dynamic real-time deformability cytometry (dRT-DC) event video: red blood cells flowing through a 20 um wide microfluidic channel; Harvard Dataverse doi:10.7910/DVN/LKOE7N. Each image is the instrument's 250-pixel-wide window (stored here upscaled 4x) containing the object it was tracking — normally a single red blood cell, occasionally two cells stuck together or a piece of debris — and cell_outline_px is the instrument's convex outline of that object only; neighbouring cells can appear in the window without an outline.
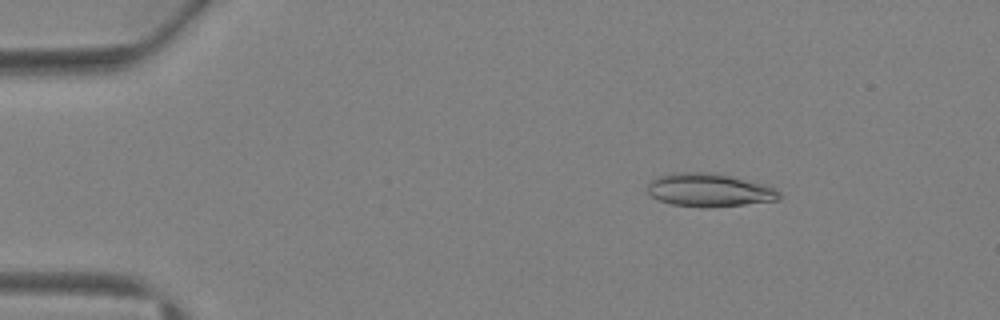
{"species": "Egyptian fruit bat (a non-hibernating species)", "species_latin": "Rousettus aegyptiacus", "temperature_condition": "warm", "stored_images_in_passage": 4, "camera_frame_rate_fps": 3000, "um_per_image_px": 0.085, "animal": {"sex": "female"}, "frame": {"image": 1, "passage_image": 2, "time_ms": 1.333, "image_size_px": [1000, 320], "cell_outline_px": [[780, 200], [712, 208], [700, 208], [672, 204], [660, 200], [652, 196], [648, 192], [648, 184], [656, 176], [672, 172], [712, 172], [764, 184], [776, 188], [780, 192]], "centroid_in_image_um": [60.29, 16.16], "position_along_channel_um": 24.7, "area_um2": 25.78}}